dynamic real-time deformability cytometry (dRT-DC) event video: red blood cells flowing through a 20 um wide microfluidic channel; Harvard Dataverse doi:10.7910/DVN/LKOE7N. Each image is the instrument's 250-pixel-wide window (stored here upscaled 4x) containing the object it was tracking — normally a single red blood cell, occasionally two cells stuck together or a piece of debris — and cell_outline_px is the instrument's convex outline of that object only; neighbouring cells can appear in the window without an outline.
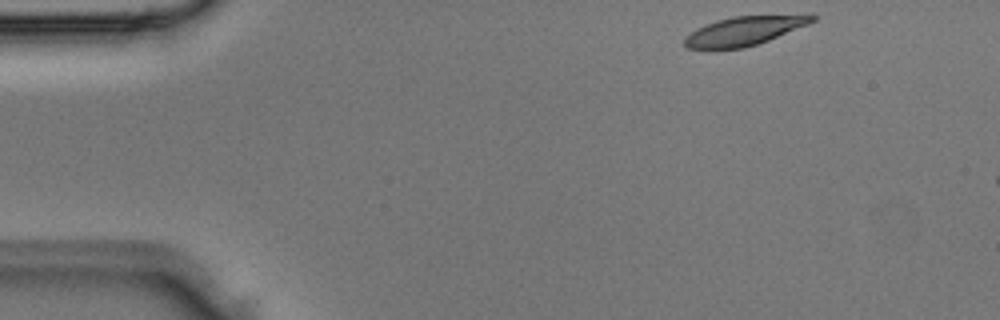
{"species": "Egyptian fruit bat (a non-hibernating species)", "species_latin": "Rousettus aegyptiacus", "temperature_condition": "room temperature", "stored_images_in_passage": 5, "camera_frame_rate_fps": 3000, "um_per_image_px": 0.085, "animal": {"sex": "male"}, "frame": {"image": 1, "passage_image": 5, "time_ms": 1.333, "image_size_px": [1000, 320], "cell_outline_px": [[816, 20], [808, 24], [768, 40], [744, 48], [716, 52], [688, 48], [684, 44], [684, 40], [696, 28], [732, 16], [812, 12], [816, 16]], "centroid_in_image_um": [63.33, 2.62], "position_along_channel_um": 21.7, "area_um2": 22.54}}